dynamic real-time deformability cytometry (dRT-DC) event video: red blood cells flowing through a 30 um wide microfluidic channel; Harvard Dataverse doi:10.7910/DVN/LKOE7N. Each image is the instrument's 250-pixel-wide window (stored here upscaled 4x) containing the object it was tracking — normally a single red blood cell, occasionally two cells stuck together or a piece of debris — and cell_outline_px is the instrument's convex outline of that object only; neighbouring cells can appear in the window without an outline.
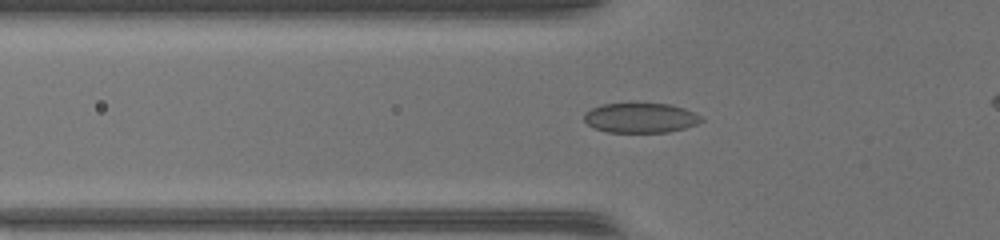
{"species": "common noctule bat (a hibernating species)", "species_latin": "Nyctalus noctula", "temperature_condition": "warm", "stored_images_in_passage": 35, "camera_frame_rate_fps": 3000, "um_per_image_px": 0.085, "animal": {"sex": "female", "body_mass_g": 17.0, "forearm_length_mm": 48.0}, "frame": {"image": 1, "passage_image": 9, "time_ms": 2.667, "image_size_px": [1000, 240], "cell_outline_px": [[704, 120], [696, 124], [684, 128], [668, 132], [608, 132], [596, 128], [588, 124], [584, 120], [584, 116], [592, 108], [604, 104], [672, 104], [684, 108], [700, 116]], "centroid_in_image_um": [54.47, 10.02], "position_along_channel_um": 71.3, "area_um2": 20.0}}
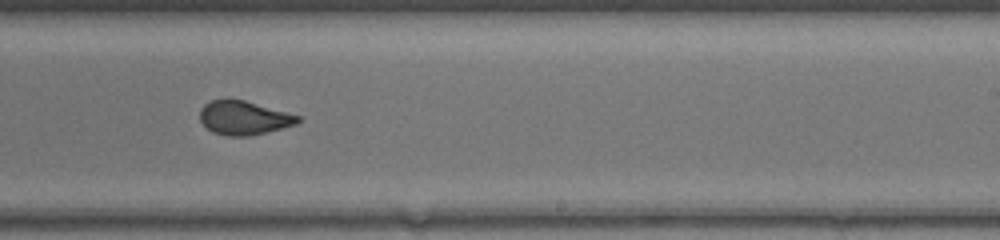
{"frame": {"image": 2, "passage_image": 23, "time_ms": 7.333, "image_size_px": [1000, 240], "cell_outline_px": [[300, 120], [296, 124], [248, 136], [228, 136], [212, 132], [200, 120], [200, 108], [204, 104], [212, 100], [244, 100], [300, 116]], "centroid_in_image_um": [20.7, 10.02], "position_along_channel_um": 268.3, "area_um2": 18.9}}
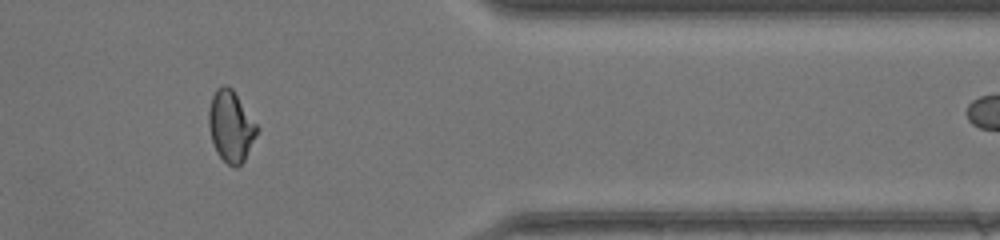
{"frame": {"image": 3, "passage_image": 33, "time_ms": 10.667, "image_size_px": [1000, 240], "cell_outline_px": [[260, 128], [244, 160], [236, 168], [228, 164], [216, 152], [212, 140], [208, 124], [208, 112], [212, 96], [216, 88], [224, 84], [232, 88]], "centroid_in_image_um": [19.62, 10.71], "position_along_channel_um": 391.8, "area_um2": 20.0}, "authors_computed_cell_mechanics": {"area_um2": 19.9988, "velocity_mm_per_s": 4.2196, "shape_relaxation_time_tau1_ms": 4.9418, "shape_relaxation_time_tau2_ms": null, "deformation_change_tau1": 0.1504, "deformation_change_tau2": null}}